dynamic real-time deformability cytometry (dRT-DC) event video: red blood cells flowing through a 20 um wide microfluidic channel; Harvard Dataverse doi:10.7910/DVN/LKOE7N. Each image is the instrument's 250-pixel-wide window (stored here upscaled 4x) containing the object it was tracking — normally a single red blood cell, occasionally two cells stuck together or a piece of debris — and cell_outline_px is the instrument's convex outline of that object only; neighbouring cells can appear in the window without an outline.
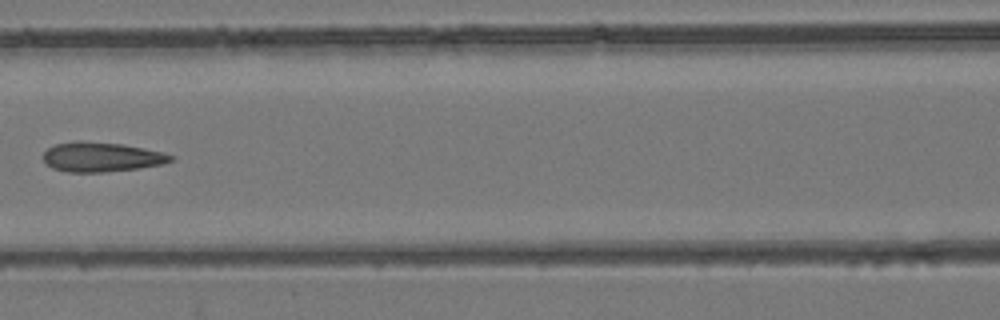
{"species": "common noctule bat (a hibernating species)", "species_latin": "Nyctalus noctula", "temperature_condition": "room temperature", "stored_images_in_passage": 7, "camera_frame_rate_fps": 3000, "um_per_image_px": 0.085, "animal": {"sex": "female", "body_mass_g": 24.6, "forearm_length_mm": 56.2}, "frame": {"image": 1, "passage_image": 7, "time_ms": 7.0, "image_size_px": [1000, 320], "cell_outline_px": [[176, 160], [164, 164], [136, 168], [104, 172], [68, 172], [52, 168], [44, 160], [44, 152], [48, 148], [56, 144], [76, 140], [84, 140], [120, 144], [144, 148], [164, 152], [176, 156]], "centroid_in_image_um": [8.67, 13.33], "position_along_channel_um": 157.9, "area_um2": 22.14}}